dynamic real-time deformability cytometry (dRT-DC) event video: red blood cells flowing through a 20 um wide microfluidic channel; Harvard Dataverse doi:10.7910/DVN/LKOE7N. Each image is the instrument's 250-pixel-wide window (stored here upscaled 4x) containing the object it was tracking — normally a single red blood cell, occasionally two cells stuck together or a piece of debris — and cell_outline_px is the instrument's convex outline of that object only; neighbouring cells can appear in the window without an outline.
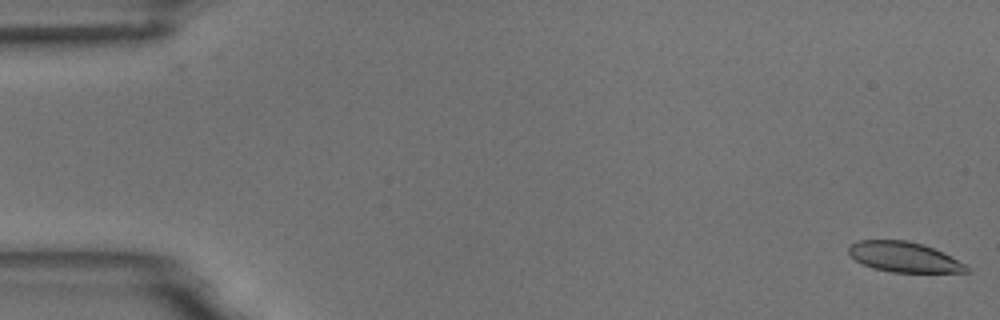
{"species": "common noctule bat (a hibernating species)", "species_latin": "Nyctalus noctula", "temperature_condition": "room temperature", "stored_images_in_passage": 6, "camera_frame_rate_fps": 3000, "um_per_image_px": 0.085, "animal": {"sex": "male", "body_mass_g": 18.8}, "frame": {"image": 1, "passage_image": 1, "time_ms": 0.0, "image_size_px": [1000, 320], "cell_outline_px": [[968, 272], [892, 272], [872, 268], [856, 260], [848, 252], [848, 248], [852, 244], [860, 240], [908, 240], [924, 244], [964, 264], [968, 268]], "centroid_in_image_um": [76.79, 21.84], "position_along_channel_um": 8.2, "area_um2": 20.29}}
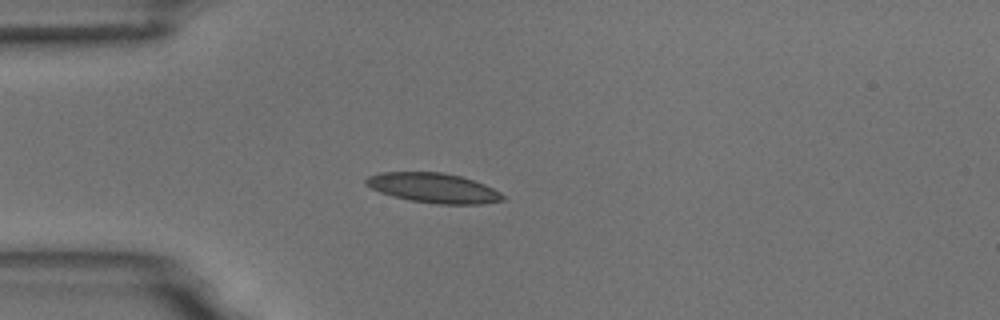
{"frame": {"image": 2, "passage_image": 5, "time_ms": 4.667, "image_size_px": [1000, 320], "cell_outline_px": [[504, 200], [480, 204], [440, 204], [408, 200], [392, 196], [380, 192], [364, 184], [364, 180], [368, 176], [380, 172], [440, 172], [460, 176], [484, 184], [500, 192], [504, 196]], "centroid_in_image_um": [36.81, 15.97], "position_along_channel_um": 48.2, "area_um2": 23.64}}